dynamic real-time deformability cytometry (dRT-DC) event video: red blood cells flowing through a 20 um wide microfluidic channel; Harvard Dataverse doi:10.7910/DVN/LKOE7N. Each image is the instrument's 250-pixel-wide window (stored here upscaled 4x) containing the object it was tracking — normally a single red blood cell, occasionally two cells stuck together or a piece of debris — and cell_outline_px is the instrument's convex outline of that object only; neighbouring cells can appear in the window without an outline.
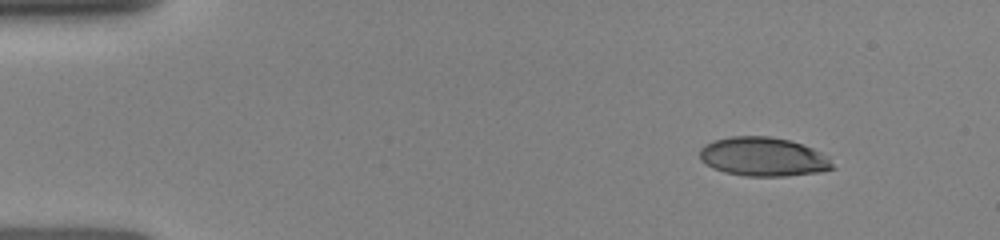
{"species": "human", "species_latin": "Homo sapiens", "temperature_condition": "room temperature", "stored_images_in_passage": 4, "camera_frame_rate_fps": 3000, "um_per_image_px": 0.085, "donor": {"sex": "female"}, "frame": {"image": 1, "passage_image": 1, "time_ms": 0.0, "image_size_px": [1000, 240], "cell_outline_px": [[836, 168], [820, 172], [784, 176], [744, 176], [724, 172], [712, 168], [700, 160], [700, 148], [704, 144], [712, 140], [732, 136], [772, 136], [788, 140], [812, 148], [820, 152]], "centroid_in_image_um": [64.81, 13.33], "position_along_channel_um": 20.2, "area_um2": 30.11}}
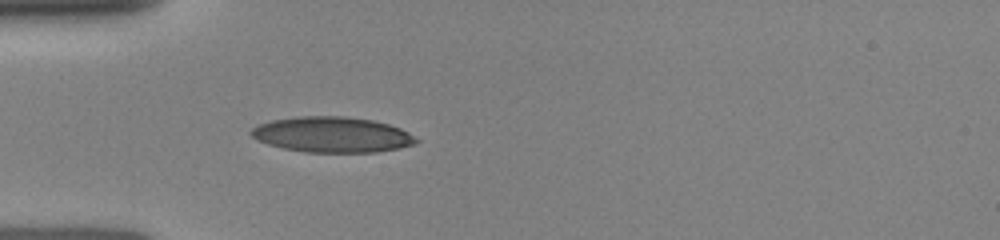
{"frame": {"image": 2, "passage_image": 4, "time_ms": 3.0, "image_size_px": [1000, 240], "cell_outline_px": [[420, 140], [412, 144], [400, 148], [376, 152], [304, 152], [284, 148], [268, 144], [256, 140], [248, 132], [252, 128], [260, 124], [272, 120], [296, 116], [344, 116], [372, 120], [388, 124], [400, 128], [408, 132]], "centroid_in_image_um": [28.21, 11.44], "position_along_channel_um": 56.8, "area_um2": 34.16}}